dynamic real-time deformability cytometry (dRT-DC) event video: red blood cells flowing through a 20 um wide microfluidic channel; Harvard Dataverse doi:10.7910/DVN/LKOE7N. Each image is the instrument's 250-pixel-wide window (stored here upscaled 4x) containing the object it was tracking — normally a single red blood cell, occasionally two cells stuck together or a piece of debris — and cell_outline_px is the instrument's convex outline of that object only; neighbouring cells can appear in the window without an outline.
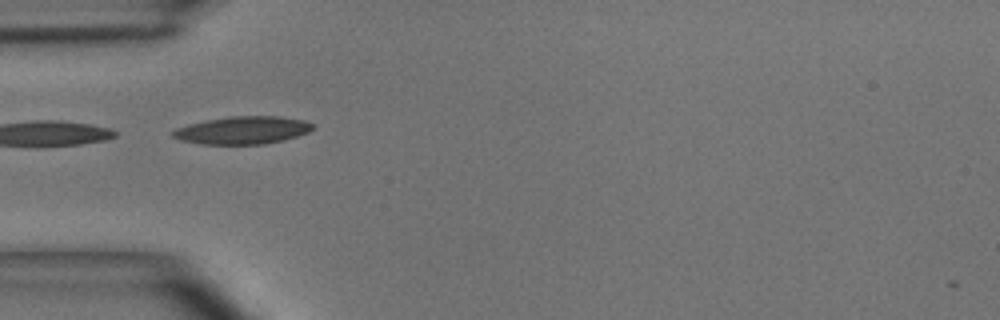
{"species": "common noctule bat (a hibernating species)", "species_latin": "Nyctalus noctula", "temperature_condition": "room temperature", "stored_images_in_passage": 3, "camera_frame_rate_fps": 3000, "um_per_image_px": 0.085, "animal": {"sex": "male", "body_mass_g": 15.6}, "frame": {"image": 1, "passage_image": 1, "time_ms": 0.0, "image_size_px": [1000, 320], "cell_outline_px": [[316, 128], [308, 132], [284, 140], [264, 144], [200, 144], [180, 140], [172, 136], [168, 132], [176, 128], [188, 124], [228, 116], [280, 116], [304, 120], [312, 124]], "centroid_in_image_um": [20.6, 11.07], "position_along_channel_um": 64.4, "area_um2": 22.72}}